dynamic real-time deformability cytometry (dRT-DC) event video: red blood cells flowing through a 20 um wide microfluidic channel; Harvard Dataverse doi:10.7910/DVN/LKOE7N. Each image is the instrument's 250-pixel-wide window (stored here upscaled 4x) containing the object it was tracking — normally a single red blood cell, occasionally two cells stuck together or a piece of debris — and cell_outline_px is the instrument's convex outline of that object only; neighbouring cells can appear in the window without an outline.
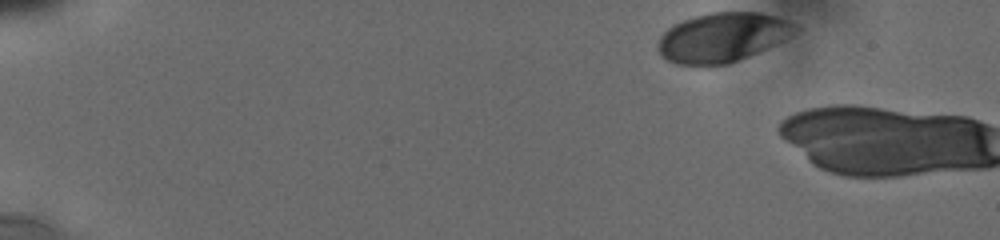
{"species": "human", "species_latin": "Homo sapiens", "temperature_condition": "cold", "stored_images_in_passage": 8, "camera_frame_rate_fps": 3000, "um_per_image_px": 0.085, "donor": {"sex": "male"}, "frame": {"image": 1, "passage_image": 1, "time_ms": 0.0, "image_size_px": [1000, 240], "cell_outline_px": [[792, 28], [780, 40], [756, 52], [728, 64], [676, 64], [668, 60], [656, 48], [656, 44], [660, 36], [672, 24], [696, 16], [712, 12], [760, 12], [784, 20], [792, 24]], "centroid_in_image_um": [61.24, 3.17], "position_along_channel_um": 23.8, "area_um2": 37.92}}